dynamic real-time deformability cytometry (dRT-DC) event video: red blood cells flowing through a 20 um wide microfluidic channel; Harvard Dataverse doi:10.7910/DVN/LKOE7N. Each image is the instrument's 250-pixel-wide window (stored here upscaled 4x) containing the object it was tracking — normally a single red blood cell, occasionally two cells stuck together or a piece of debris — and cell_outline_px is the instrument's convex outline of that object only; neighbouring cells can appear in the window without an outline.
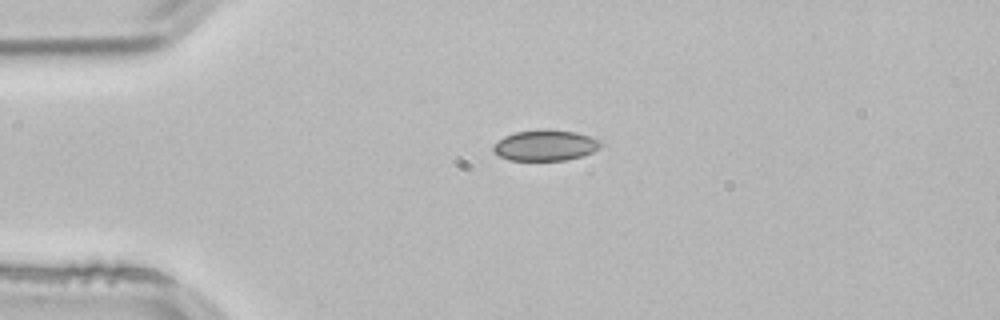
{"species": "common noctule bat (a hibernating species)", "species_latin": "Nyctalus noctula", "temperature_condition": "room temperature", "stored_images_in_passage": 2, "camera_frame_rate_fps": 3000, "um_per_image_px": 0.085, "animal": {"sex": "male", "body_mass_g": 21.5, "forearm_length_mm": 52.0}, "frame": {"image": 1, "passage_image": 1, "time_ms": 0.0, "image_size_px": [1000, 320], "cell_outline_px": [[604, 144], [600, 148], [592, 152], [580, 156], [564, 160], [508, 160], [492, 152], [492, 144], [504, 136], [516, 132], [576, 132], [600, 140]], "centroid_in_image_um": [46.32, 12.4], "position_along_channel_um": 38.7, "area_um2": 18.61}}
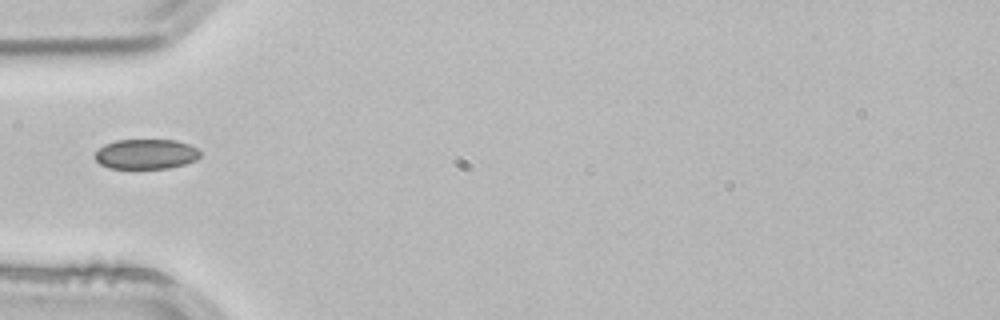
{"frame": {"image": 2, "passage_image": 2, "time_ms": 0.333, "image_size_px": [1000, 320], "cell_outline_px": [[200, 156], [196, 160], [184, 164], [168, 168], [108, 168], [100, 164], [96, 160], [96, 152], [104, 144], [116, 140], [176, 140], [188, 144], [196, 148], [200, 152]], "centroid_in_image_um": [12.41, 13.09], "position_along_channel_um": 72.6, "area_um2": 18.26}}